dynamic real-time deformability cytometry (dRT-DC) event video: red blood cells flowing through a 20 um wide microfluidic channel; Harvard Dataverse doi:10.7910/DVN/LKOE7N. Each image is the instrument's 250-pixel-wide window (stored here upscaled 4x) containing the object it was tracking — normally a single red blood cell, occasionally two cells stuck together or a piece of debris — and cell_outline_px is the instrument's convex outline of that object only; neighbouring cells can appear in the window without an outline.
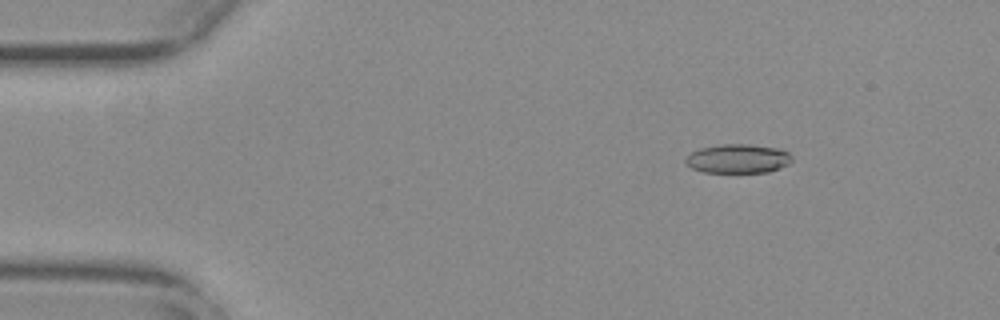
{"species": "common noctule bat (a hibernating species)", "species_latin": "Nyctalus noctula", "temperature_condition": "warm", "stored_images_in_passage": 53, "camera_frame_rate_fps": 3000, "um_per_image_px": 0.085, "animal": {"sex": "female", "body_mass_g": 29.2, "forearm_length_mm": 56.3}, "frame": {"image": 1, "passage_image": 6, "time_ms": 1.667, "image_size_px": [1000, 320], "cell_outline_px": [[792, 160], [788, 164], [768, 172], [704, 172], [692, 168], [684, 160], [692, 152], [700, 148], [720, 144], [748, 144], [776, 148], [788, 152], [792, 156]], "centroid_in_image_um": [62.73, 13.48], "position_along_channel_um": 22.3, "area_um2": 17.8}}
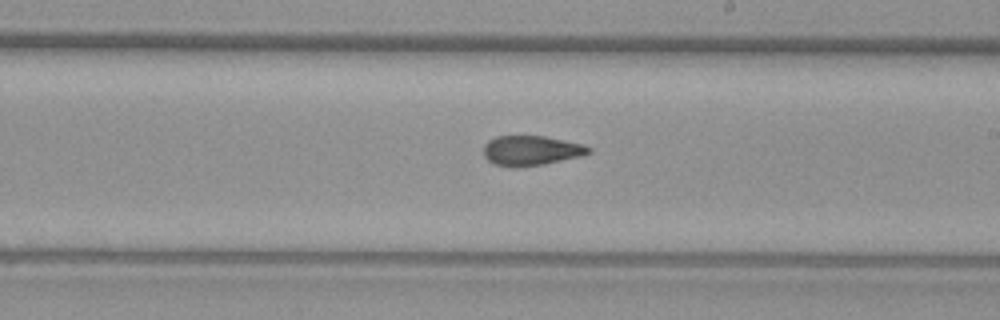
{"frame": {"image": 2, "passage_image": 30, "time_ms": 9.667, "image_size_px": [1000, 320], "cell_outline_px": [[592, 152], [584, 156], [544, 164], [516, 168], [512, 168], [492, 164], [484, 156], [484, 144], [488, 140], [496, 136], [544, 136], [584, 144], [592, 148]], "centroid_in_image_um": [45.16, 12.81], "position_along_channel_um": 243.8, "area_um2": 18.67}}
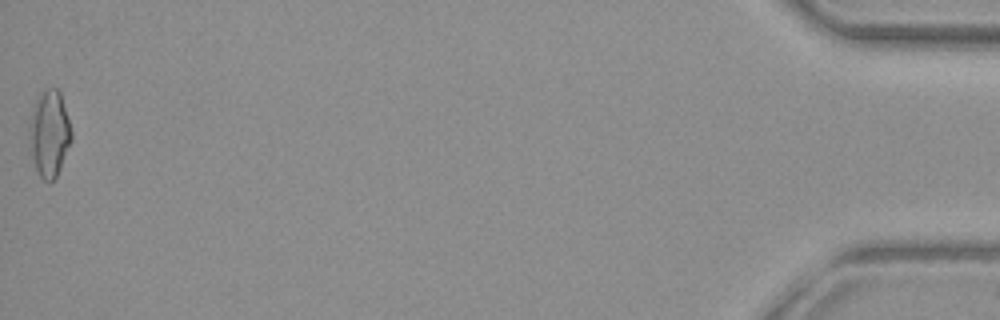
{"frame": {"image": 3, "passage_image": 53, "time_ms": 17.333, "image_size_px": [1000, 320], "cell_outline_px": [[72, 140], [56, 176], [52, 180], [44, 180], [40, 176], [36, 168], [32, 156], [28, 132], [28, 124], [36, 100], [40, 92], [44, 88], [56, 88], [60, 92], [72, 132]], "centroid_in_image_um": [4.18, 11.31], "position_along_channel_um": 431.0, "area_um2": 20.98}, "authors_computed_cell_mechanics": {"area_um2": 18.5538, "velocity_mm_per_s": 3.7971, "shape_relaxation_time_tau1_ms": 9.7624, "shape_relaxation_time_tau2_ms": 2.025, "deformation_change_tau1": 0.2412, "deformation_change_tau2": 0.0961}}